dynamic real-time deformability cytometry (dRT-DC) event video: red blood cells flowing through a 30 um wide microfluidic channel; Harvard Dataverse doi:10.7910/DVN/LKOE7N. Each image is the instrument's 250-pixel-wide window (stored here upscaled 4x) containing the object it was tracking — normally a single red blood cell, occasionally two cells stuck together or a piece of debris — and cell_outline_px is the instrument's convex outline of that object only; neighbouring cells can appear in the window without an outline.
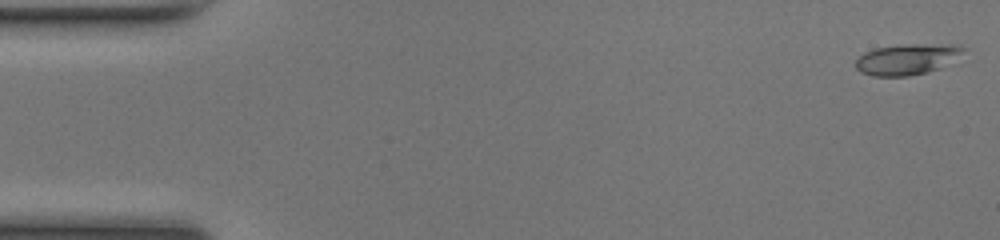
{"species": "common noctule bat (a hibernating species)", "species_latin": "Nyctalus noctula", "temperature_condition": "room temperature", "stored_images_in_passage": 49, "camera_frame_rate_fps": 3000, "um_per_image_px": 0.085, "animal": {"sex": "female", "body_mass_g": 17.0, "forearm_length_mm": 48.0}, "frame": {"image": 1, "passage_image": 1, "time_ms": 0.0, "image_size_px": [1000, 240], "cell_outline_px": [[964, 48], [940, 68], [908, 76], [872, 76], [860, 72], [856, 68], [856, 60], [864, 52], [876, 48], [904, 44], [956, 44]], "centroid_in_image_um": [77.0, 5.03], "position_along_channel_um": 8.0, "area_um2": 18.84}}
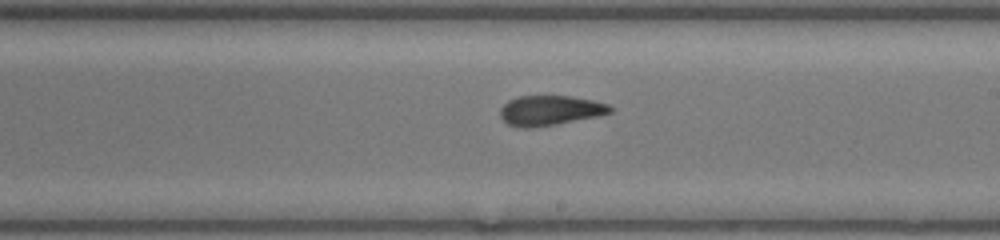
{"frame": {"image": 2, "passage_image": 28, "time_ms": 9.0, "image_size_px": [1000, 240], "cell_outline_px": [[612, 112], [596, 116], [556, 124], [532, 128], [520, 128], [508, 124], [500, 116], [500, 108], [508, 100], [520, 96], [572, 96], [592, 100], [608, 104], [612, 108]], "centroid_in_image_um": [46.72, 9.39], "position_along_channel_um": 242.3, "area_um2": 19.07}}
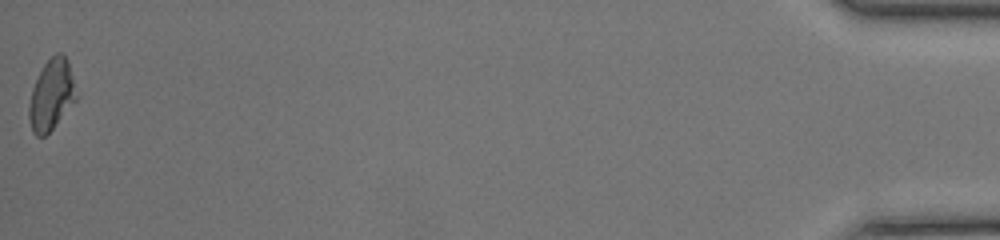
{"frame": {"image": 3, "passage_image": 49, "time_ms": 16.0, "image_size_px": [1000, 240], "cell_outline_px": [[80, 96], [52, 128], [44, 136], [36, 136], [32, 132], [28, 116], [28, 108], [32, 88], [44, 64], [56, 52], [60, 52], [68, 60]], "centroid_in_image_um": [4.4, 8.05], "position_along_channel_um": 430.8, "area_um2": 19.65}, "authors_computed_cell_mechanics": {"area_um2": 19.3052, "velocity_mm_per_s": 4.2183, "shape_relaxation_time_tau1_ms": 9.1103, "shape_relaxation_time_tau2_ms": 2.0722, "deformation_change_tau1": 0.2638, "deformation_change_tau2": 0.0968}}